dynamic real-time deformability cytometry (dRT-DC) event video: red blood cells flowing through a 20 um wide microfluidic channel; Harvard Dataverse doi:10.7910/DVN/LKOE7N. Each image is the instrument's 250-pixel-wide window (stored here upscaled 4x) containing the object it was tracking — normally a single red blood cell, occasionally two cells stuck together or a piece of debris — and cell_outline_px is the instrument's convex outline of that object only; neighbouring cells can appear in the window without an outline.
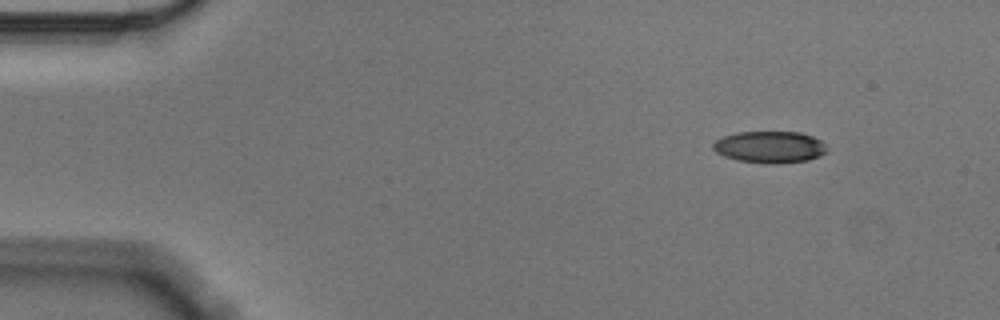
{"species": "Egyptian fruit bat (a non-hibernating species)", "species_latin": "Rousettus aegyptiacus", "temperature_condition": "cold", "stored_images_in_passage": 51, "camera_frame_rate_fps": 3000, "um_per_image_px": 0.085, "animal": {"sex": "male"}, "frame": {"image": 1, "passage_image": 1, "time_ms": 0.0, "image_size_px": [1000, 320], "cell_outline_px": [[824, 152], [820, 156], [808, 160], [776, 164], [764, 164], [736, 160], [724, 156], [716, 152], [712, 148], [712, 144], [716, 140], [724, 136], [736, 132], [800, 132], [812, 136], [820, 140], [824, 144]], "centroid_in_image_um": [65.38, 12.5], "position_along_channel_um": 19.6, "area_um2": 21.1}}
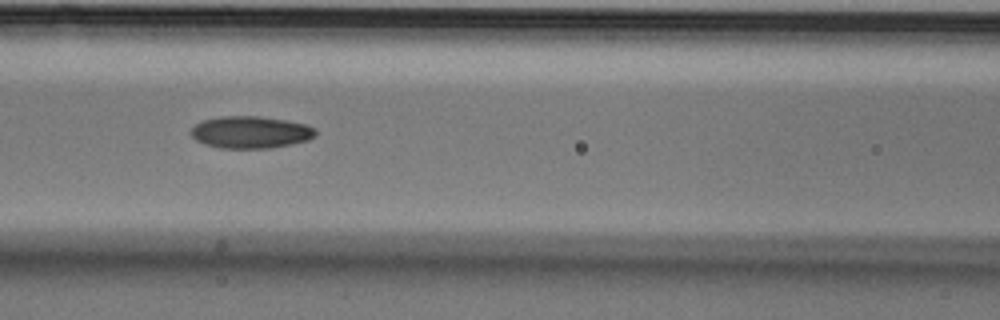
{"frame": {"image": 2, "passage_image": 19, "time_ms": 6.0, "image_size_px": [1000, 320], "cell_outline_px": [[316, 136], [308, 140], [292, 144], [268, 148], [220, 148], [204, 144], [196, 140], [192, 136], [192, 128], [196, 124], [204, 120], [220, 116], [256, 116], [284, 120], [304, 124], [316, 128]], "centroid_in_image_um": [21.31, 11.24], "position_along_channel_um": 145.3, "area_um2": 23.18}}
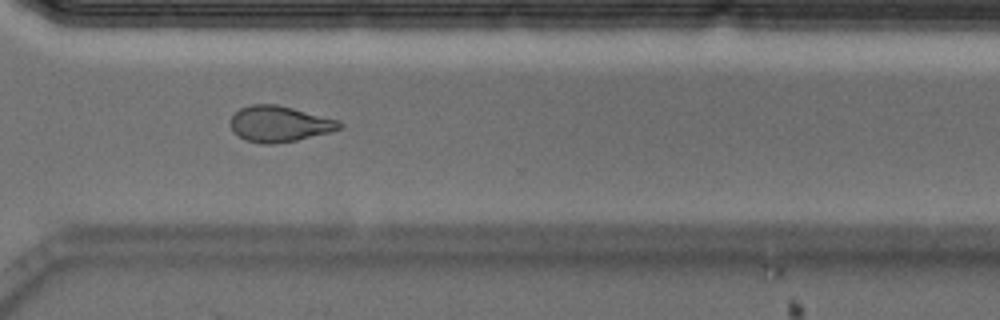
{"frame": {"image": 3, "passage_image": 36, "time_ms": 11.667, "image_size_px": [1000, 320], "cell_outline_px": [[344, 124], [340, 128], [332, 132], [296, 140], [272, 144], [260, 144], [244, 140], [232, 128], [232, 116], [240, 108], [252, 104], [276, 104], [340, 120]], "centroid_in_image_um": [23.79, 10.53], "position_along_channel_um": 346.8, "area_um2": 22.66}, "authors_computed_cell_mechanics": {"area_um2": 22.9466, "velocity_mm_per_s": 3.5647, "shape_relaxation_time_tau1_ms": 6.907, "shape_relaxation_time_tau2_ms": 4.2321, "deformation_change_tau1": 0.164, "deformation_change_tau2": 0.1058}}